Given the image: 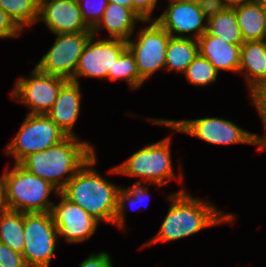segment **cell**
<instances>
[{
  "label": "cell",
  "instance_id": "obj_1",
  "mask_svg": "<svg viewBox=\"0 0 266 267\" xmlns=\"http://www.w3.org/2000/svg\"><path fill=\"white\" fill-rule=\"evenodd\" d=\"M170 207L159 231L143 247L156 242H170L189 237L206 227L234 222V214L219 211L211 202L201 201L185 189L167 196Z\"/></svg>",
  "mask_w": 266,
  "mask_h": 267
},
{
  "label": "cell",
  "instance_id": "obj_2",
  "mask_svg": "<svg viewBox=\"0 0 266 267\" xmlns=\"http://www.w3.org/2000/svg\"><path fill=\"white\" fill-rule=\"evenodd\" d=\"M95 155L89 142L78 136H67L43 151L32 153L19 164L61 191L75 173Z\"/></svg>",
  "mask_w": 266,
  "mask_h": 267
},
{
  "label": "cell",
  "instance_id": "obj_3",
  "mask_svg": "<svg viewBox=\"0 0 266 267\" xmlns=\"http://www.w3.org/2000/svg\"><path fill=\"white\" fill-rule=\"evenodd\" d=\"M96 162L95 154L75 173L60 193L99 222L114 225L117 194L121 187L99 174L93 167Z\"/></svg>",
  "mask_w": 266,
  "mask_h": 267
},
{
  "label": "cell",
  "instance_id": "obj_4",
  "mask_svg": "<svg viewBox=\"0 0 266 267\" xmlns=\"http://www.w3.org/2000/svg\"><path fill=\"white\" fill-rule=\"evenodd\" d=\"M3 184L6 209L21 213L51 212L53 207L49 197L52 192L56 196L60 191L52 184L41 179L14 163L12 170L6 169L0 177Z\"/></svg>",
  "mask_w": 266,
  "mask_h": 267
},
{
  "label": "cell",
  "instance_id": "obj_5",
  "mask_svg": "<svg viewBox=\"0 0 266 267\" xmlns=\"http://www.w3.org/2000/svg\"><path fill=\"white\" fill-rule=\"evenodd\" d=\"M153 123L195 136L212 145L251 144L258 150L266 148V137L251 133L230 120L205 117L190 120L149 119Z\"/></svg>",
  "mask_w": 266,
  "mask_h": 267
},
{
  "label": "cell",
  "instance_id": "obj_6",
  "mask_svg": "<svg viewBox=\"0 0 266 267\" xmlns=\"http://www.w3.org/2000/svg\"><path fill=\"white\" fill-rule=\"evenodd\" d=\"M170 136L141 148L132 154L121 165L109 171L112 174H121L139 177L146 183L159 186L172 181L176 176L173 172Z\"/></svg>",
  "mask_w": 266,
  "mask_h": 267
},
{
  "label": "cell",
  "instance_id": "obj_7",
  "mask_svg": "<svg viewBox=\"0 0 266 267\" xmlns=\"http://www.w3.org/2000/svg\"><path fill=\"white\" fill-rule=\"evenodd\" d=\"M66 137L46 114H27L15 137L5 146V153L20 163L28 155L46 150Z\"/></svg>",
  "mask_w": 266,
  "mask_h": 267
},
{
  "label": "cell",
  "instance_id": "obj_8",
  "mask_svg": "<svg viewBox=\"0 0 266 267\" xmlns=\"http://www.w3.org/2000/svg\"><path fill=\"white\" fill-rule=\"evenodd\" d=\"M23 258L27 267H49L58 244L51 212L24 213Z\"/></svg>",
  "mask_w": 266,
  "mask_h": 267
},
{
  "label": "cell",
  "instance_id": "obj_9",
  "mask_svg": "<svg viewBox=\"0 0 266 267\" xmlns=\"http://www.w3.org/2000/svg\"><path fill=\"white\" fill-rule=\"evenodd\" d=\"M141 28L136 40L129 39L127 47L134 54L140 78L145 82L154 72L165 69L166 49L170 34L156 21Z\"/></svg>",
  "mask_w": 266,
  "mask_h": 267
},
{
  "label": "cell",
  "instance_id": "obj_10",
  "mask_svg": "<svg viewBox=\"0 0 266 267\" xmlns=\"http://www.w3.org/2000/svg\"><path fill=\"white\" fill-rule=\"evenodd\" d=\"M51 48L35 65L43 73L72 80L92 32L60 33Z\"/></svg>",
  "mask_w": 266,
  "mask_h": 267
},
{
  "label": "cell",
  "instance_id": "obj_11",
  "mask_svg": "<svg viewBox=\"0 0 266 267\" xmlns=\"http://www.w3.org/2000/svg\"><path fill=\"white\" fill-rule=\"evenodd\" d=\"M30 77H20L14 84L11 97L31 111L28 114H47L58 98L64 78L49 75L33 68Z\"/></svg>",
  "mask_w": 266,
  "mask_h": 267
},
{
  "label": "cell",
  "instance_id": "obj_12",
  "mask_svg": "<svg viewBox=\"0 0 266 267\" xmlns=\"http://www.w3.org/2000/svg\"><path fill=\"white\" fill-rule=\"evenodd\" d=\"M95 38L92 35L87 41L71 81L79 83V77L108 78L113 81V66L127 48V41L108 38L94 42Z\"/></svg>",
  "mask_w": 266,
  "mask_h": 267
},
{
  "label": "cell",
  "instance_id": "obj_13",
  "mask_svg": "<svg viewBox=\"0 0 266 267\" xmlns=\"http://www.w3.org/2000/svg\"><path fill=\"white\" fill-rule=\"evenodd\" d=\"M58 204H53L51 214L60 237L67 243H81L88 240L97 230L99 221L82 207L65 198L61 193Z\"/></svg>",
  "mask_w": 266,
  "mask_h": 267
},
{
  "label": "cell",
  "instance_id": "obj_14",
  "mask_svg": "<svg viewBox=\"0 0 266 267\" xmlns=\"http://www.w3.org/2000/svg\"><path fill=\"white\" fill-rule=\"evenodd\" d=\"M154 20L174 38L197 40L207 31L206 19L196 0L169 2L166 10ZM185 33L193 35L187 36Z\"/></svg>",
  "mask_w": 266,
  "mask_h": 267
},
{
  "label": "cell",
  "instance_id": "obj_15",
  "mask_svg": "<svg viewBox=\"0 0 266 267\" xmlns=\"http://www.w3.org/2000/svg\"><path fill=\"white\" fill-rule=\"evenodd\" d=\"M41 20L54 34L92 32L83 21L77 0H39Z\"/></svg>",
  "mask_w": 266,
  "mask_h": 267
},
{
  "label": "cell",
  "instance_id": "obj_16",
  "mask_svg": "<svg viewBox=\"0 0 266 267\" xmlns=\"http://www.w3.org/2000/svg\"><path fill=\"white\" fill-rule=\"evenodd\" d=\"M80 82L67 80L58 98L46 114L67 136H76L73 127L78 119L81 105Z\"/></svg>",
  "mask_w": 266,
  "mask_h": 267
},
{
  "label": "cell",
  "instance_id": "obj_17",
  "mask_svg": "<svg viewBox=\"0 0 266 267\" xmlns=\"http://www.w3.org/2000/svg\"><path fill=\"white\" fill-rule=\"evenodd\" d=\"M199 54L210 61L216 71L238 73L241 44H230L205 32L198 39Z\"/></svg>",
  "mask_w": 266,
  "mask_h": 267
},
{
  "label": "cell",
  "instance_id": "obj_18",
  "mask_svg": "<svg viewBox=\"0 0 266 267\" xmlns=\"http://www.w3.org/2000/svg\"><path fill=\"white\" fill-rule=\"evenodd\" d=\"M143 21L131 8L121 6L120 4L109 3L99 23L92 29L96 36L97 31L103 28L109 32L110 39H121L128 41L132 38L136 28V22Z\"/></svg>",
  "mask_w": 266,
  "mask_h": 267
},
{
  "label": "cell",
  "instance_id": "obj_19",
  "mask_svg": "<svg viewBox=\"0 0 266 267\" xmlns=\"http://www.w3.org/2000/svg\"><path fill=\"white\" fill-rule=\"evenodd\" d=\"M238 73L244 74L249 91L266 78V40L241 44Z\"/></svg>",
  "mask_w": 266,
  "mask_h": 267
},
{
  "label": "cell",
  "instance_id": "obj_20",
  "mask_svg": "<svg viewBox=\"0 0 266 267\" xmlns=\"http://www.w3.org/2000/svg\"><path fill=\"white\" fill-rule=\"evenodd\" d=\"M233 8L244 42L266 40L265 14L258 0L244 2Z\"/></svg>",
  "mask_w": 266,
  "mask_h": 267
},
{
  "label": "cell",
  "instance_id": "obj_21",
  "mask_svg": "<svg viewBox=\"0 0 266 267\" xmlns=\"http://www.w3.org/2000/svg\"><path fill=\"white\" fill-rule=\"evenodd\" d=\"M198 53L196 39L170 37L166 49L165 71L174 70L183 74Z\"/></svg>",
  "mask_w": 266,
  "mask_h": 267
},
{
  "label": "cell",
  "instance_id": "obj_22",
  "mask_svg": "<svg viewBox=\"0 0 266 267\" xmlns=\"http://www.w3.org/2000/svg\"><path fill=\"white\" fill-rule=\"evenodd\" d=\"M24 213L5 209L0 214V242L22 254L24 241Z\"/></svg>",
  "mask_w": 266,
  "mask_h": 267
},
{
  "label": "cell",
  "instance_id": "obj_23",
  "mask_svg": "<svg viewBox=\"0 0 266 267\" xmlns=\"http://www.w3.org/2000/svg\"><path fill=\"white\" fill-rule=\"evenodd\" d=\"M207 22V33L221 38L230 44H242L240 28L237 24L236 13L233 7H227L223 12L209 19Z\"/></svg>",
  "mask_w": 266,
  "mask_h": 267
},
{
  "label": "cell",
  "instance_id": "obj_24",
  "mask_svg": "<svg viewBox=\"0 0 266 267\" xmlns=\"http://www.w3.org/2000/svg\"><path fill=\"white\" fill-rule=\"evenodd\" d=\"M0 8L22 30L38 22L39 0H0Z\"/></svg>",
  "mask_w": 266,
  "mask_h": 267
},
{
  "label": "cell",
  "instance_id": "obj_25",
  "mask_svg": "<svg viewBox=\"0 0 266 267\" xmlns=\"http://www.w3.org/2000/svg\"><path fill=\"white\" fill-rule=\"evenodd\" d=\"M142 181L135 182L132 186L127 188L121 187L117 194V207L115 212L114 225L120 229H126L125 226V210L126 202L128 201L131 207L139 205L142 207V204L147 199L148 186L141 184ZM128 204V205H129Z\"/></svg>",
  "mask_w": 266,
  "mask_h": 267
},
{
  "label": "cell",
  "instance_id": "obj_26",
  "mask_svg": "<svg viewBox=\"0 0 266 267\" xmlns=\"http://www.w3.org/2000/svg\"><path fill=\"white\" fill-rule=\"evenodd\" d=\"M123 80L132 90L142 86L144 81L140 78L134 54L127 47L116 59L113 66V81Z\"/></svg>",
  "mask_w": 266,
  "mask_h": 267
},
{
  "label": "cell",
  "instance_id": "obj_27",
  "mask_svg": "<svg viewBox=\"0 0 266 267\" xmlns=\"http://www.w3.org/2000/svg\"><path fill=\"white\" fill-rule=\"evenodd\" d=\"M190 84L205 86L216 82L218 72L208 59L199 53L183 73Z\"/></svg>",
  "mask_w": 266,
  "mask_h": 267
},
{
  "label": "cell",
  "instance_id": "obj_28",
  "mask_svg": "<svg viewBox=\"0 0 266 267\" xmlns=\"http://www.w3.org/2000/svg\"><path fill=\"white\" fill-rule=\"evenodd\" d=\"M83 21L92 30L101 20L108 0H77Z\"/></svg>",
  "mask_w": 266,
  "mask_h": 267
},
{
  "label": "cell",
  "instance_id": "obj_29",
  "mask_svg": "<svg viewBox=\"0 0 266 267\" xmlns=\"http://www.w3.org/2000/svg\"><path fill=\"white\" fill-rule=\"evenodd\" d=\"M250 97L254 107L261 116L266 137V78L250 91Z\"/></svg>",
  "mask_w": 266,
  "mask_h": 267
},
{
  "label": "cell",
  "instance_id": "obj_30",
  "mask_svg": "<svg viewBox=\"0 0 266 267\" xmlns=\"http://www.w3.org/2000/svg\"><path fill=\"white\" fill-rule=\"evenodd\" d=\"M0 267H27L23 254L0 242Z\"/></svg>",
  "mask_w": 266,
  "mask_h": 267
},
{
  "label": "cell",
  "instance_id": "obj_31",
  "mask_svg": "<svg viewBox=\"0 0 266 267\" xmlns=\"http://www.w3.org/2000/svg\"><path fill=\"white\" fill-rule=\"evenodd\" d=\"M22 34V29L0 8V39L15 38Z\"/></svg>",
  "mask_w": 266,
  "mask_h": 267
},
{
  "label": "cell",
  "instance_id": "obj_32",
  "mask_svg": "<svg viewBox=\"0 0 266 267\" xmlns=\"http://www.w3.org/2000/svg\"><path fill=\"white\" fill-rule=\"evenodd\" d=\"M206 21L223 12L228 6L223 0H196Z\"/></svg>",
  "mask_w": 266,
  "mask_h": 267
},
{
  "label": "cell",
  "instance_id": "obj_33",
  "mask_svg": "<svg viewBox=\"0 0 266 267\" xmlns=\"http://www.w3.org/2000/svg\"><path fill=\"white\" fill-rule=\"evenodd\" d=\"M158 0H132V10L143 20H154L151 15Z\"/></svg>",
  "mask_w": 266,
  "mask_h": 267
},
{
  "label": "cell",
  "instance_id": "obj_34",
  "mask_svg": "<svg viewBox=\"0 0 266 267\" xmlns=\"http://www.w3.org/2000/svg\"><path fill=\"white\" fill-rule=\"evenodd\" d=\"M78 267H113L110 254L108 252H100L90 254Z\"/></svg>",
  "mask_w": 266,
  "mask_h": 267
},
{
  "label": "cell",
  "instance_id": "obj_35",
  "mask_svg": "<svg viewBox=\"0 0 266 267\" xmlns=\"http://www.w3.org/2000/svg\"><path fill=\"white\" fill-rule=\"evenodd\" d=\"M6 209L4 202L3 184L0 178V214Z\"/></svg>",
  "mask_w": 266,
  "mask_h": 267
},
{
  "label": "cell",
  "instance_id": "obj_36",
  "mask_svg": "<svg viewBox=\"0 0 266 267\" xmlns=\"http://www.w3.org/2000/svg\"><path fill=\"white\" fill-rule=\"evenodd\" d=\"M109 3L120 4L121 6L132 9V0H108Z\"/></svg>",
  "mask_w": 266,
  "mask_h": 267
},
{
  "label": "cell",
  "instance_id": "obj_37",
  "mask_svg": "<svg viewBox=\"0 0 266 267\" xmlns=\"http://www.w3.org/2000/svg\"><path fill=\"white\" fill-rule=\"evenodd\" d=\"M223 1L228 7H233V6L243 4L244 2H248L251 0H223Z\"/></svg>",
  "mask_w": 266,
  "mask_h": 267
},
{
  "label": "cell",
  "instance_id": "obj_38",
  "mask_svg": "<svg viewBox=\"0 0 266 267\" xmlns=\"http://www.w3.org/2000/svg\"><path fill=\"white\" fill-rule=\"evenodd\" d=\"M258 1L261 5L263 13L265 14L264 25H265V32H266V0H258Z\"/></svg>",
  "mask_w": 266,
  "mask_h": 267
},
{
  "label": "cell",
  "instance_id": "obj_39",
  "mask_svg": "<svg viewBox=\"0 0 266 267\" xmlns=\"http://www.w3.org/2000/svg\"><path fill=\"white\" fill-rule=\"evenodd\" d=\"M176 1H192V0H169V2H176Z\"/></svg>",
  "mask_w": 266,
  "mask_h": 267
}]
</instances>
